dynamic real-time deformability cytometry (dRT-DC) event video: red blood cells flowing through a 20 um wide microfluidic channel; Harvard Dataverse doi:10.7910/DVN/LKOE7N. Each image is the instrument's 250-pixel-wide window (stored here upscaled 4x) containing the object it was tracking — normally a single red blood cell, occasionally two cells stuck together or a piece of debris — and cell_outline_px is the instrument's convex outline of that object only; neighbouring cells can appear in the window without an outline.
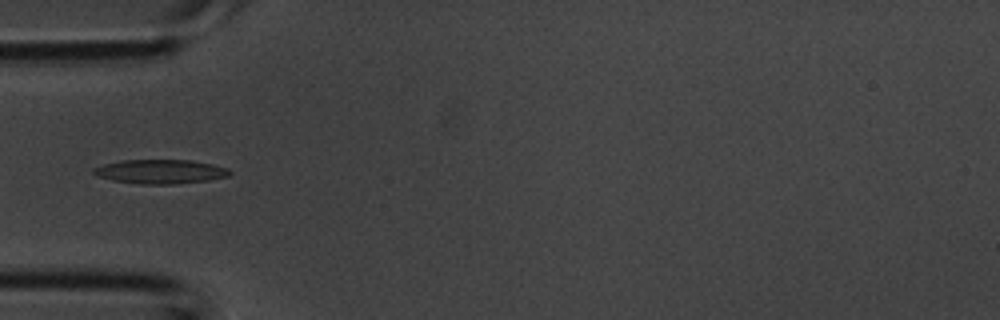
{"species": "common noctule bat (a hibernating species)", "species_latin": "Nyctalus noctula", "temperature_condition": "room temperature", "stored_images_in_passage": 1, "camera_frame_rate_fps": 3000, "um_per_image_px": 0.085, "animal": {"sex": "male", "body_mass_g": 20.1, "forearm_length_mm": 53.5}, "frame": {"image": 1, "passage_image": 1, "time_ms": 0.0, "image_size_px": [1000, 320], "cell_outline_px": [[232, 172], [228, 176], [208, 180], [176, 184], [140, 184], [112, 180], [96, 176], [92, 172], [92, 168], [104, 164], [120, 160], [192, 160], [212, 164], [228, 168]], "centroid_in_image_um": [13.61, 14.58], "position_along_channel_um": 71.4, "area_um2": 19.25}}